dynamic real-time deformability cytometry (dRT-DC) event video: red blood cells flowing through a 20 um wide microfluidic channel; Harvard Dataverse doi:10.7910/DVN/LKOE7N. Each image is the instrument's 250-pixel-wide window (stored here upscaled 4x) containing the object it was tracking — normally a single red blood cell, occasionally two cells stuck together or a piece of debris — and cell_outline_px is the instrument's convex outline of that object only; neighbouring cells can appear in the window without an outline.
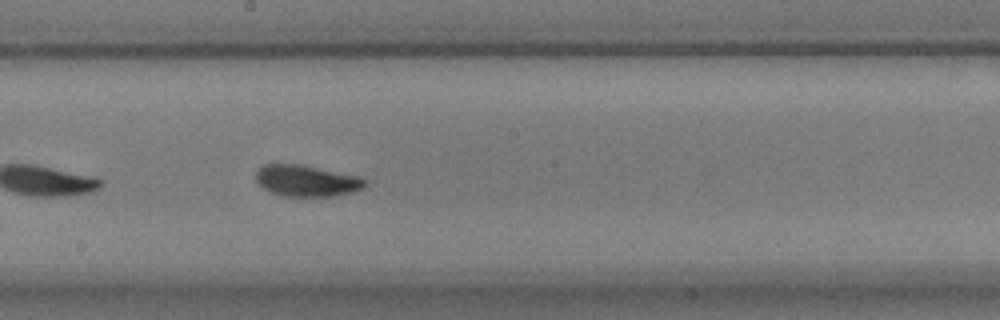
{"species": "common noctule bat (a hibernating species)", "species_latin": "Nyctalus noctula", "temperature_condition": "warm", "stored_images_in_passage": 34, "camera_frame_rate_fps": 3000, "um_per_image_px": 0.085, "animal": {"sex": "male", "body_mass_g": 17.9}, "frame": {"image": 1, "passage_image": 15, "time_ms": 4.667, "image_size_px": [1000, 320], "cell_outline_px": [[364, 184], [360, 188], [352, 192], [336, 196], [280, 196], [268, 192], [256, 180], [256, 172], [264, 164], [272, 160], [300, 164], [360, 176], [364, 180]], "centroid_in_image_um": [25.96, 15.33], "position_along_channel_um": 222.2, "area_um2": 20.35}, "authors_computed_cell_mechanics": {"area_um2": 19.4497, "velocity_mm_per_s": 3.4833, "shape_relaxation_time_tau1_ms": 1.7663, "shape_relaxation_time_tau2_ms": 1.6026, "deformation_change_tau1": 0.0856, "deformation_change_tau2": 0.0622}}